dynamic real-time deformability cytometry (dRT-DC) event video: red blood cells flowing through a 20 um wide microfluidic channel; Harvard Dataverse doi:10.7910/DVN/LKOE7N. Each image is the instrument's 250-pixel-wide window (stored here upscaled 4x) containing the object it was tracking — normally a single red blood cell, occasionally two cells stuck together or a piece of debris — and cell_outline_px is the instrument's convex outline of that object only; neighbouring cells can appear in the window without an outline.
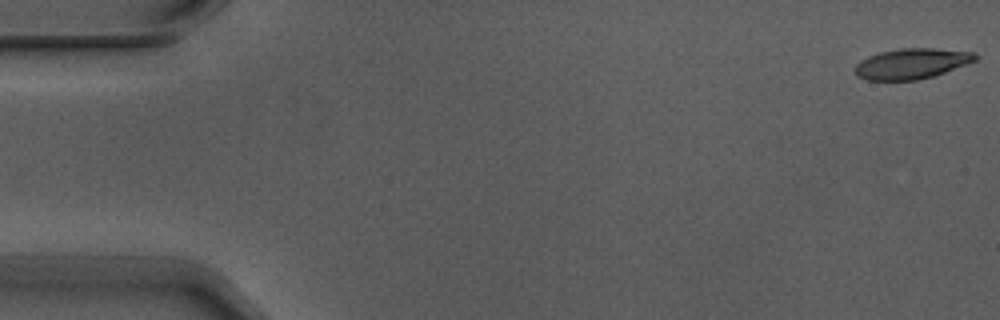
{"species": "Egyptian fruit bat (a non-hibernating species)", "species_latin": "Rousettus aegyptiacus", "temperature_condition": "warm", "stored_images_in_passage": 5, "camera_frame_rate_fps": 3000, "um_per_image_px": 0.085, "animal": {"sex": "male"}, "frame": {"image": 1, "passage_image": 1, "time_ms": 0.0, "image_size_px": [1000, 320], "cell_outline_px": [[980, 56], [976, 60], [936, 76], [916, 80], [868, 80], [856, 76], [856, 64], [860, 60], [868, 56], [880, 52], [900, 48], [932, 48], [976, 52]], "centroid_in_image_um": [77.52, 5.4], "position_along_channel_um": 7.5, "area_um2": 21.5}}
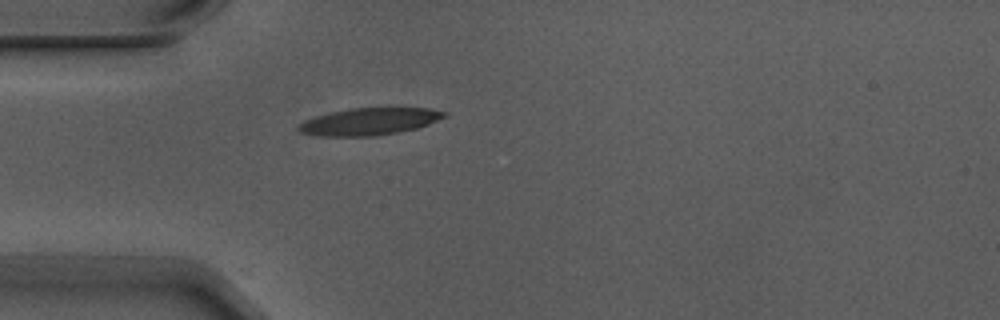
{"frame": {"image": 2, "passage_image": 5, "time_ms": 1.333, "image_size_px": [1000, 320], "cell_outline_px": [[448, 112], [444, 116], [428, 124], [416, 128], [376, 136], [320, 136], [300, 132], [296, 128], [304, 120], [316, 116], [332, 112], [352, 108], [428, 108]], "centroid_in_image_um": [31.36, 10.33], "position_along_channel_um": 53.6, "area_um2": 22.72}}